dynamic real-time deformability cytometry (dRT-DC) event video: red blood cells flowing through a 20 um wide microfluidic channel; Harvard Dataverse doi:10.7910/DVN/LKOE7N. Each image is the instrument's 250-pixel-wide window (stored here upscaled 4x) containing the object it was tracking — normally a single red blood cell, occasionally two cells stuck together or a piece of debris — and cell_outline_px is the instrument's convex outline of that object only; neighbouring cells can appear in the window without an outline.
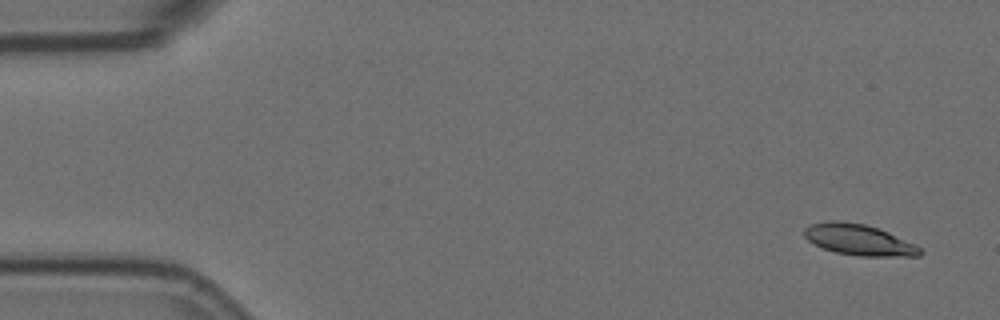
{"species": "Egyptian fruit bat (a non-hibernating species)", "species_latin": "Rousettus aegyptiacus", "temperature_condition": "room temperature", "stored_images_in_passage": 6, "camera_frame_rate_fps": 3000, "um_per_image_px": 0.085, "animal": {"sex": "female"}, "frame": {"image": 1, "passage_image": 1, "time_ms": 0.0, "image_size_px": [1000, 320], "cell_outline_px": [[924, 252], [920, 256], [860, 256], [836, 252], [824, 248], [808, 240], [804, 236], [804, 228], [812, 224], [832, 220], [836, 220], [864, 224], [888, 232], [916, 244]], "centroid_in_image_um": [73.04, 20.39], "position_along_channel_um": 12.0, "area_um2": 20.69}}